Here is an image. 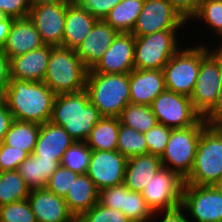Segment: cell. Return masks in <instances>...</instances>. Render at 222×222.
Instances as JSON below:
<instances>
[{
	"label": "cell",
	"mask_w": 222,
	"mask_h": 222,
	"mask_svg": "<svg viewBox=\"0 0 222 222\" xmlns=\"http://www.w3.org/2000/svg\"><path fill=\"white\" fill-rule=\"evenodd\" d=\"M39 32L29 17L14 20L3 51L11 59L43 46Z\"/></svg>",
	"instance_id": "cell-22"
},
{
	"label": "cell",
	"mask_w": 222,
	"mask_h": 222,
	"mask_svg": "<svg viewBox=\"0 0 222 222\" xmlns=\"http://www.w3.org/2000/svg\"><path fill=\"white\" fill-rule=\"evenodd\" d=\"M187 21L195 14L201 0H167Z\"/></svg>",
	"instance_id": "cell-45"
},
{
	"label": "cell",
	"mask_w": 222,
	"mask_h": 222,
	"mask_svg": "<svg viewBox=\"0 0 222 222\" xmlns=\"http://www.w3.org/2000/svg\"><path fill=\"white\" fill-rule=\"evenodd\" d=\"M91 153L92 150L86 142L74 141L64 152L60 165L78 174H86L91 160Z\"/></svg>",
	"instance_id": "cell-35"
},
{
	"label": "cell",
	"mask_w": 222,
	"mask_h": 222,
	"mask_svg": "<svg viewBox=\"0 0 222 222\" xmlns=\"http://www.w3.org/2000/svg\"><path fill=\"white\" fill-rule=\"evenodd\" d=\"M52 45L40 48L10 59V77L31 82H43Z\"/></svg>",
	"instance_id": "cell-19"
},
{
	"label": "cell",
	"mask_w": 222,
	"mask_h": 222,
	"mask_svg": "<svg viewBox=\"0 0 222 222\" xmlns=\"http://www.w3.org/2000/svg\"><path fill=\"white\" fill-rule=\"evenodd\" d=\"M29 0H0V10H2L7 17L25 18L29 16L30 12Z\"/></svg>",
	"instance_id": "cell-43"
},
{
	"label": "cell",
	"mask_w": 222,
	"mask_h": 222,
	"mask_svg": "<svg viewBox=\"0 0 222 222\" xmlns=\"http://www.w3.org/2000/svg\"><path fill=\"white\" fill-rule=\"evenodd\" d=\"M145 0H121L105 17L118 33H132Z\"/></svg>",
	"instance_id": "cell-28"
},
{
	"label": "cell",
	"mask_w": 222,
	"mask_h": 222,
	"mask_svg": "<svg viewBox=\"0 0 222 222\" xmlns=\"http://www.w3.org/2000/svg\"><path fill=\"white\" fill-rule=\"evenodd\" d=\"M188 21L167 0H145L132 31L134 36H145L163 30H179Z\"/></svg>",
	"instance_id": "cell-13"
},
{
	"label": "cell",
	"mask_w": 222,
	"mask_h": 222,
	"mask_svg": "<svg viewBox=\"0 0 222 222\" xmlns=\"http://www.w3.org/2000/svg\"><path fill=\"white\" fill-rule=\"evenodd\" d=\"M159 213H161V215L163 214L162 219L159 222H191L181 206L172 210L153 212L152 218L149 222H157L155 219L156 215Z\"/></svg>",
	"instance_id": "cell-46"
},
{
	"label": "cell",
	"mask_w": 222,
	"mask_h": 222,
	"mask_svg": "<svg viewBox=\"0 0 222 222\" xmlns=\"http://www.w3.org/2000/svg\"><path fill=\"white\" fill-rule=\"evenodd\" d=\"M86 91L103 117H119L130 103L129 73H97L89 69Z\"/></svg>",
	"instance_id": "cell-3"
},
{
	"label": "cell",
	"mask_w": 222,
	"mask_h": 222,
	"mask_svg": "<svg viewBox=\"0 0 222 222\" xmlns=\"http://www.w3.org/2000/svg\"><path fill=\"white\" fill-rule=\"evenodd\" d=\"M222 175V127L202 128L194 164L185 184L213 186Z\"/></svg>",
	"instance_id": "cell-5"
},
{
	"label": "cell",
	"mask_w": 222,
	"mask_h": 222,
	"mask_svg": "<svg viewBox=\"0 0 222 222\" xmlns=\"http://www.w3.org/2000/svg\"><path fill=\"white\" fill-rule=\"evenodd\" d=\"M165 89L162 70L133 69L129 72L130 103L150 106Z\"/></svg>",
	"instance_id": "cell-20"
},
{
	"label": "cell",
	"mask_w": 222,
	"mask_h": 222,
	"mask_svg": "<svg viewBox=\"0 0 222 222\" xmlns=\"http://www.w3.org/2000/svg\"><path fill=\"white\" fill-rule=\"evenodd\" d=\"M119 117H102L91 130L86 144L91 150L116 151Z\"/></svg>",
	"instance_id": "cell-27"
},
{
	"label": "cell",
	"mask_w": 222,
	"mask_h": 222,
	"mask_svg": "<svg viewBox=\"0 0 222 222\" xmlns=\"http://www.w3.org/2000/svg\"><path fill=\"white\" fill-rule=\"evenodd\" d=\"M212 49V50H210ZM222 82V54L202 43V61L190 99L203 117L215 104Z\"/></svg>",
	"instance_id": "cell-6"
},
{
	"label": "cell",
	"mask_w": 222,
	"mask_h": 222,
	"mask_svg": "<svg viewBox=\"0 0 222 222\" xmlns=\"http://www.w3.org/2000/svg\"><path fill=\"white\" fill-rule=\"evenodd\" d=\"M119 120L121 124L141 133L147 132L158 123L151 106L133 103L122 110Z\"/></svg>",
	"instance_id": "cell-30"
},
{
	"label": "cell",
	"mask_w": 222,
	"mask_h": 222,
	"mask_svg": "<svg viewBox=\"0 0 222 222\" xmlns=\"http://www.w3.org/2000/svg\"><path fill=\"white\" fill-rule=\"evenodd\" d=\"M116 150L126 158L148 154V146L143 133L121 123Z\"/></svg>",
	"instance_id": "cell-32"
},
{
	"label": "cell",
	"mask_w": 222,
	"mask_h": 222,
	"mask_svg": "<svg viewBox=\"0 0 222 222\" xmlns=\"http://www.w3.org/2000/svg\"><path fill=\"white\" fill-rule=\"evenodd\" d=\"M215 186L222 191V175L220 177V179L218 180V182L215 184Z\"/></svg>",
	"instance_id": "cell-52"
},
{
	"label": "cell",
	"mask_w": 222,
	"mask_h": 222,
	"mask_svg": "<svg viewBox=\"0 0 222 222\" xmlns=\"http://www.w3.org/2000/svg\"><path fill=\"white\" fill-rule=\"evenodd\" d=\"M55 96L44 82L10 78L5 103L13 119L41 125L51 120Z\"/></svg>",
	"instance_id": "cell-1"
},
{
	"label": "cell",
	"mask_w": 222,
	"mask_h": 222,
	"mask_svg": "<svg viewBox=\"0 0 222 222\" xmlns=\"http://www.w3.org/2000/svg\"><path fill=\"white\" fill-rule=\"evenodd\" d=\"M77 222H131L122 212L96 203L90 210L84 212Z\"/></svg>",
	"instance_id": "cell-37"
},
{
	"label": "cell",
	"mask_w": 222,
	"mask_h": 222,
	"mask_svg": "<svg viewBox=\"0 0 222 222\" xmlns=\"http://www.w3.org/2000/svg\"><path fill=\"white\" fill-rule=\"evenodd\" d=\"M78 175L79 174L77 172L60 165L51 175L48 184L45 187L57 196L65 198L69 188H71L73 181Z\"/></svg>",
	"instance_id": "cell-39"
},
{
	"label": "cell",
	"mask_w": 222,
	"mask_h": 222,
	"mask_svg": "<svg viewBox=\"0 0 222 222\" xmlns=\"http://www.w3.org/2000/svg\"><path fill=\"white\" fill-rule=\"evenodd\" d=\"M202 119L208 126H222V82L215 104Z\"/></svg>",
	"instance_id": "cell-44"
},
{
	"label": "cell",
	"mask_w": 222,
	"mask_h": 222,
	"mask_svg": "<svg viewBox=\"0 0 222 222\" xmlns=\"http://www.w3.org/2000/svg\"><path fill=\"white\" fill-rule=\"evenodd\" d=\"M12 121V114L4 102L2 105H0V143L3 142L5 134L7 133Z\"/></svg>",
	"instance_id": "cell-48"
},
{
	"label": "cell",
	"mask_w": 222,
	"mask_h": 222,
	"mask_svg": "<svg viewBox=\"0 0 222 222\" xmlns=\"http://www.w3.org/2000/svg\"><path fill=\"white\" fill-rule=\"evenodd\" d=\"M0 222H37L27 199L0 206Z\"/></svg>",
	"instance_id": "cell-36"
},
{
	"label": "cell",
	"mask_w": 222,
	"mask_h": 222,
	"mask_svg": "<svg viewBox=\"0 0 222 222\" xmlns=\"http://www.w3.org/2000/svg\"><path fill=\"white\" fill-rule=\"evenodd\" d=\"M70 3H46L31 6L29 18L33 21L44 44L63 46L67 6Z\"/></svg>",
	"instance_id": "cell-14"
},
{
	"label": "cell",
	"mask_w": 222,
	"mask_h": 222,
	"mask_svg": "<svg viewBox=\"0 0 222 222\" xmlns=\"http://www.w3.org/2000/svg\"><path fill=\"white\" fill-rule=\"evenodd\" d=\"M202 61V44L180 48L162 69L165 87L190 97L195 88Z\"/></svg>",
	"instance_id": "cell-9"
},
{
	"label": "cell",
	"mask_w": 222,
	"mask_h": 222,
	"mask_svg": "<svg viewBox=\"0 0 222 222\" xmlns=\"http://www.w3.org/2000/svg\"><path fill=\"white\" fill-rule=\"evenodd\" d=\"M121 211L131 222H149L153 215L142 194L129 189L122 193Z\"/></svg>",
	"instance_id": "cell-34"
},
{
	"label": "cell",
	"mask_w": 222,
	"mask_h": 222,
	"mask_svg": "<svg viewBox=\"0 0 222 222\" xmlns=\"http://www.w3.org/2000/svg\"><path fill=\"white\" fill-rule=\"evenodd\" d=\"M163 167L159 156L144 154L127 158L123 184L141 193L150 179Z\"/></svg>",
	"instance_id": "cell-24"
},
{
	"label": "cell",
	"mask_w": 222,
	"mask_h": 222,
	"mask_svg": "<svg viewBox=\"0 0 222 222\" xmlns=\"http://www.w3.org/2000/svg\"><path fill=\"white\" fill-rule=\"evenodd\" d=\"M10 78V58L0 49V87L6 90Z\"/></svg>",
	"instance_id": "cell-47"
},
{
	"label": "cell",
	"mask_w": 222,
	"mask_h": 222,
	"mask_svg": "<svg viewBox=\"0 0 222 222\" xmlns=\"http://www.w3.org/2000/svg\"><path fill=\"white\" fill-rule=\"evenodd\" d=\"M102 117L84 89L56 95L50 121L63 127L74 141L85 142Z\"/></svg>",
	"instance_id": "cell-2"
},
{
	"label": "cell",
	"mask_w": 222,
	"mask_h": 222,
	"mask_svg": "<svg viewBox=\"0 0 222 222\" xmlns=\"http://www.w3.org/2000/svg\"><path fill=\"white\" fill-rule=\"evenodd\" d=\"M184 184L177 172L162 167L141 194L152 212L172 210L181 206Z\"/></svg>",
	"instance_id": "cell-10"
},
{
	"label": "cell",
	"mask_w": 222,
	"mask_h": 222,
	"mask_svg": "<svg viewBox=\"0 0 222 222\" xmlns=\"http://www.w3.org/2000/svg\"><path fill=\"white\" fill-rule=\"evenodd\" d=\"M201 118L195 125L172 129L164 153L160 157L163 167L177 172L185 179L192 170L202 128Z\"/></svg>",
	"instance_id": "cell-7"
},
{
	"label": "cell",
	"mask_w": 222,
	"mask_h": 222,
	"mask_svg": "<svg viewBox=\"0 0 222 222\" xmlns=\"http://www.w3.org/2000/svg\"><path fill=\"white\" fill-rule=\"evenodd\" d=\"M14 20L15 18L13 17H7L4 20L0 21V49H2L6 43L8 34L10 32Z\"/></svg>",
	"instance_id": "cell-49"
},
{
	"label": "cell",
	"mask_w": 222,
	"mask_h": 222,
	"mask_svg": "<svg viewBox=\"0 0 222 222\" xmlns=\"http://www.w3.org/2000/svg\"><path fill=\"white\" fill-rule=\"evenodd\" d=\"M88 70L75 50L53 46L43 82L56 95L79 92L86 89Z\"/></svg>",
	"instance_id": "cell-4"
},
{
	"label": "cell",
	"mask_w": 222,
	"mask_h": 222,
	"mask_svg": "<svg viewBox=\"0 0 222 222\" xmlns=\"http://www.w3.org/2000/svg\"><path fill=\"white\" fill-rule=\"evenodd\" d=\"M135 36L132 33H118L102 58L91 69L97 73L125 74L135 69Z\"/></svg>",
	"instance_id": "cell-16"
},
{
	"label": "cell",
	"mask_w": 222,
	"mask_h": 222,
	"mask_svg": "<svg viewBox=\"0 0 222 222\" xmlns=\"http://www.w3.org/2000/svg\"><path fill=\"white\" fill-rule=\"evenodd\" d=\"M178 30H163L145 36H135L134 66L142 70H162L180 49Z\"/></svg>",
	"instance_id": "cell-8"
},
{
	"label": "cell",
	"mask_w": 222,
	"mask_h": 222,
	"mask_svg": "<svg viewBox=\"0 0 222 222\" xmlns=\"http://www.w3.org/2000/svg\"><path fill=\"white\" fill-rule=\"evenodd\" d=\"M98 19L76 1L67 6L63 47L76 50Z\"/></svg>",
	"instance_id": "cell-23"
},
{
	"label": "cell",
	"mask_w": 222,
	"mask_h": 222,
	"mask_svg": "<svg viewBox=\"0 0 222 222\" xmlns=\"http://www.w3.org/2000/svg\"><path fill=\"white\" fill-rule=\"evenodd\" d=\"M5 18H7V15L2 10H0V21L4 20Z\"/></svg>",
	"instance_id": "cell-53"
},
{
	"label": "cell",
	"mask_w": 222,
	"mask_h": 222,
	"mask_svg": "<svg viewBox=\"0 0 222 222\" xmlns=\"http://www.w3.org/2000/svg\"><path fill=\"white\" fill-rule=\"evenodd\" d=\"M195 19L209 26L212 33L222 39V0H201L195 14L188 23ZM213 28V29H212Z\"/></svg>",
	"instance_id": "cell-33"
},
{
	"label": "cell",
	"mask_w": 222,
	"mask_h": 222,
	"mask_svg": "<svg viewBox=\"0 0 222 222\" xmlns=\"http://www.w3.org/2000/svg\"><path fill=\"white\" fill-rule=\"evenodd\" d=\"M99 191L87 174H79L64 200L69 211L78 219L98 202Z\"/></svg>",
	"instance_id": "cell-25"
},
{
	"label": "cell",
	"mask_w": 222,
	"mask_h": 222,
	"mask_svg": "<svg viewBox=\"0 0 222 222\" xmlns=\"http://www.w3.org/2000/svg\"><path fill=\"white\" fill-rule=\"evenodd\" d=\"M218 44L219 46H217L216 49L222 54V40L220 43L218 42Z\"/></svg>",
	"instance_id": "cell-54"
},
{
	"label": "cell",
	"mask_w": 222,
	"mask_h": 222,
	"mask_svg": "<svg viewBox=\"0 0 222 222\" xmlns=\"http://www.w3.org/2000/svg\"><path fill=\"white\" fill-rule=\"evenodd\" d=\"M150 106L158 123L172 129L193 126L202 118L190 97L168 89L160 93Z\"/></svg>",
	"instance_id": "cell-12"
},
{
	"label": "cell",
	"mask_w": 222,
	"mask_h": 222,
	"mask_svg": "<svg viewBox=\"0 0 222 222\" xmlns=\"http://www.w3.org/2000/svg\"><path fill=\"white\" fill-rule=\"evenodd\" d=\"M5 102V90L0 87V105Z\"/></svg>",
	"instance_id": "cell-51"
},
{
	"label": "cell",
	"mask_w": 222,
	"mask_h": 222,
	"mask_svg": "<svg viewBox=\"0 0 222 222\" xmlns=\"http://www.w3.org/2000/svg\"><path fill=\"white\" fill-rule=\"evenodd\" d=\"M27 200L37 222H77L64 198L46 187L30 190Z\"/></svg>",
	"instance_id": "cell-17"
},
{
	"label": "cell",
	"mask_w": 222,
	"mask_h": 222,
	"mask_svg": "<svg viewBox=\"0 0 222 222\" xmlns=\"http://www.w3.org/2000/svg\"><path fill=\"white\" fill-rule=\"evenodd\" d=\"M73 142L74 140L63 127L49 121L40 125L37 142L32 154L38 159H55L60 163L64 152Z\"/></svg>",
	"instance_id": "cell-21"
},
{
	"label": "cell",
	"mask_w": 222,
	"mask_h": 222,
	"mask_svg": "<svg viewBox=\"0 0 222 222\" xmlns=\"http://www.w3.org/2000/svg\"><path fill=\"white\" fill-rule=\"evenodd\" d=\"M60 163L55 159H38L30 154L18 167L17 171L30 190L44 188L51 175L58 169Z\"/></svg>",
	"instance_id": "cell-26"
},
{
	"label": "cell",
	"mask_w": 222,
	"mask_h": 222,
	"mask_svg": "<svg viewBox=\"0 0 222 222\" xmlns=\"http://www.w3.org/2000/svg\"><path fill=\"white\" fill-rule=\"evenodd\" d=\"M30 189L17 170L0 172V206L27 199Z\"/></svg>",
	"instance_id": "cell-31"
},
{
	"label": "cell",
	"mask_w": 222,
	"mask_h": 222,
	"mask_svg": "<svg viewBox=\"0 0 222 222\" xmlns=\"http://www.w3.org/2000/svg\"><path fill=\"white\" fill-rule=\"evenodd\" d=\"M30 154L24 150L0 143V172L15 171Z\"/></svg>",
	"instance_id": "cell-40"
},
{
	"label": "cell",
	"mask_w": 222,
	"mask_h": 222,
	"mask_svg": "<svg viewBox=\"0 0 222 222\" xmlns=\"http://www.w3.org/2000/svg\"><path fill=\"white\" fill-rule=\"evenodd\" d=\"M128 188L122 183L99 191L98 203L113 210L121 211L122 193Z\"/></svg>",
	"instance_id": "cell-41"
},
{
	"label": "cell",
	"mask_w": 222,
	"mask_h": 222,
	"mask_svg": "<svg viewBox=\"0 0 222 222\" xmlns=\"http://www.w3.org/2000/svg\"><path fill=\"white\" fill-rule=\"evenodd\" d=\"M30 6H38L46 3H71L74 0H29Z\"/></svg>",
	"instance_id": "cell-50"
},
{
	"label": "cell",
	"mask_w": 222,
	"mask_h": 222,
	"mask_svg": "<svg viewBox=\"0 0 222 222\" xmlns=\"http://www.w3.org/2000/svg\"><path fill=\"white\" fill-rule=\"evenodd\" d=\"M127 158L116 151L92 150L86 174L98 191L122 184Z\"/></svg>",
	"instance_id": "cell-15"
},
{
	"label": "cell",
	"mask_w": 222,
	"mask_h": 222,
	"mask_svg": "<svg viewBox=\"0 0 222 222\" xmlns=\"http://www.w3.org/2000/svg\"><path fill=\"white\" fill-rule=\"evenodd\" d=\"M181 207L191 222H222V191L215 185L184 184Z\"/></svg>",
	"instance_id": "cell-11"
},
{
	"label": "cell",
	"mask_w": 222,
	"mask_h": 222,
	"mask_svg": "<svg viewBox=\"0 0 222 222\" xmlns=\"http://www.w3.org/2000/svg\"><path fill=\"white\" fill-rule=\"evenodd\" d=\"M118 32L105 20H97L76 54L88 69H92L111 46Z\"/></svg>",
	"instance_id": "cell-18"
},
{
	"label": "cell",
	"mask_w": 222,
	"mask_h": 222,
	"mask_svg": "<svg viewBox=\"0 0 222 222\" xmlns=\"http://www.w3.org/2000/svg\"><path fill=\"white\" fill-rule=\"evenodd\" d=\"M98 20H104L121 0H75Z\"/></svg>",
	"instance_id": "cell-42"
},
{
	"label": "cell",
	"mask_w": 222,
	"mask_h": 222,
	"mask_svg": "<svg viewBox=\"0 0 222 222\" xmlns=\"http://www.w3.org/2000/svg\"><path fill=\"white\" fill-rule=\"evenodd\" d=\"M171 131L172 128L157 123L147 132L143 133L148 146V154L161 157L169 141Z\"/></svg>",
	"instance_id": "cell-38"
},
{
	"label": "cell",
	"mask_w": 222,
	"mask_h": 222,
	"mask_svg": "<svg viewBox=\"0 0 222 222\" xmlns=\"http://www.w3.org/2000/svg\"><path fill=\"white\" fill-rule=\"evenodd\" d=\"M40 131V124L13 119L3 143L17 150L33 153Z\"/></svg>",
	"instance_id": "cell-29"
}]
</instances>
